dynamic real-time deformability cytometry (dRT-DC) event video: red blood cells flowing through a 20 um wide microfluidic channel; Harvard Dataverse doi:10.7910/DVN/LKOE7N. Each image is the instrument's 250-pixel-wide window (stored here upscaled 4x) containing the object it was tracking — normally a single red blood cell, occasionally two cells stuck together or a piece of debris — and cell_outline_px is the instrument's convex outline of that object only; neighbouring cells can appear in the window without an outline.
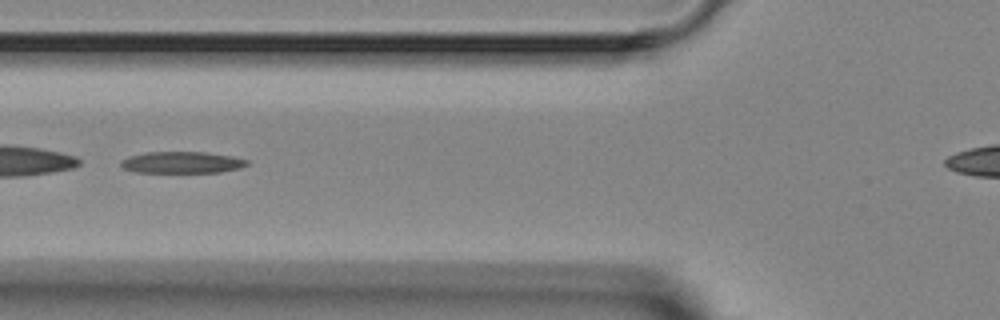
{"species": "Egyptian fruit bat (a non-hibernating species)", "species_latin": "Rousettus aegyptiacus", "temperature_condition": "room temperature", "stored_images_in_passage": 5, "camera_frame_rate_fps": 3000, "um_per_image_px": 0.085, "animal": {"sex": "female"}, "frame": {"image": 1, "passage_image": 5, "time_ms": 4.667, "image_size_px": [1000, 320], "cell_outline_px": [[248, 164], [240, 168], [220, 172], [136, 172], [124, 168], [120, 164], [120, 160], [128, 156], [144, 152], [204, 152], [232, 156], [248, 160]], "centroid_in_image_um": [15.44, 13.8], "position_along_channel_um": 110.4, "area_um2": 15.84}}